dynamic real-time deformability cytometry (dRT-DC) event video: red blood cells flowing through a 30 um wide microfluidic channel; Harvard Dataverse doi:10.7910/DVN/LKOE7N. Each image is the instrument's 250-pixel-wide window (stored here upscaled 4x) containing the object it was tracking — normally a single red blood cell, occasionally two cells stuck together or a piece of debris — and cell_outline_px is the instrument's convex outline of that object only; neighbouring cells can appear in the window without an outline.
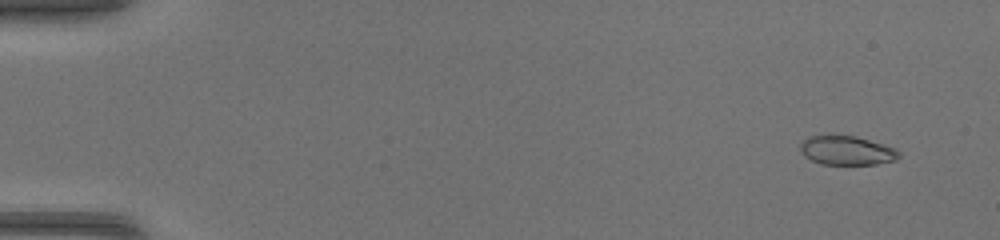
{"species": "common noctule bat (a hibernating species)", "species_latin": "Nyctalus noctula", "temperature_condition": "warm", "stored_images_in_passage": 47, "camera_frame_rate_fps": 3000, "um_per_image_px": 0.085, "animal": {"sex": "female", "body_mass_g": 17.0, "forearm_length_mm": 48.0}, "frame": {"image": 1, "passage_image": 4, "time_ms": 1.0, "image_size_px": [1000, 240], "cell_outline_px": [[900, 156], [896, 160], [876, 164], [820, 164], [804, 156], [800, 152], [800, 144], [808, 136], [832, 132], [856, 136], [884, 144], [896, 148], [900, 152]], "centroid_in_image_um": [71.94, 12.74], "position_along_channel_um": 13.1, "area_um2": 17.4}}
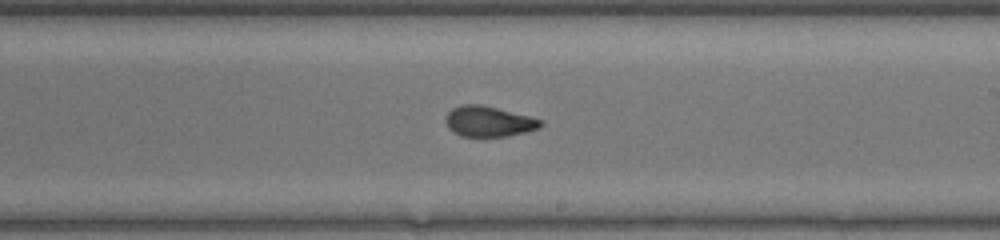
{"frame": {"image": 2, "passage_image": 29, "time_ms": 9.333, "image_size_px": [1000, 240], "cell_outline_px": [[540, 124], [536, 128], [524, 132], [508, 136], [460, 136], [452, 132], [448, 128], [444, 120], [448, 112], [452, 108], [464, 104], [480, 104], [528, 116], [540, 120]], "centroid_in_image_um": [41.43, 10.32], "position_along_channel_um": 247.6, "area_um2": 16.53}}
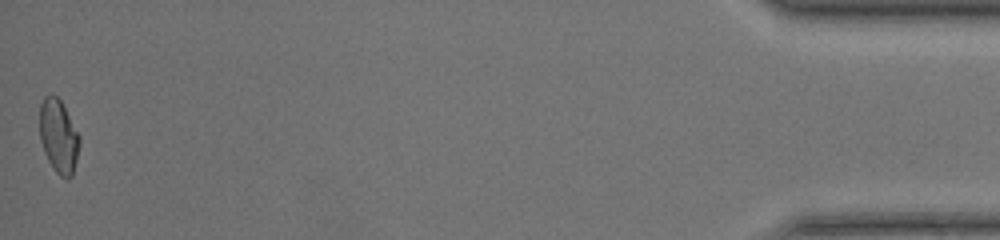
{"frame": {"image": 3, "passage_image": 47, "time_ms": 15.333, "image_size_px": [1000, 240], "cell_outline_px": [[80, 144], [72, 176], [68, 180], [60, 176], [52, 168], [44, 152], [40, 140], [40, 104], [44, 96], [56, 96], [60, 100], [80, 136]], "centroid_in_image_um": [4.98, 11.62], "position_along_channel_um": 430.2, "area_um2": 16.99}}